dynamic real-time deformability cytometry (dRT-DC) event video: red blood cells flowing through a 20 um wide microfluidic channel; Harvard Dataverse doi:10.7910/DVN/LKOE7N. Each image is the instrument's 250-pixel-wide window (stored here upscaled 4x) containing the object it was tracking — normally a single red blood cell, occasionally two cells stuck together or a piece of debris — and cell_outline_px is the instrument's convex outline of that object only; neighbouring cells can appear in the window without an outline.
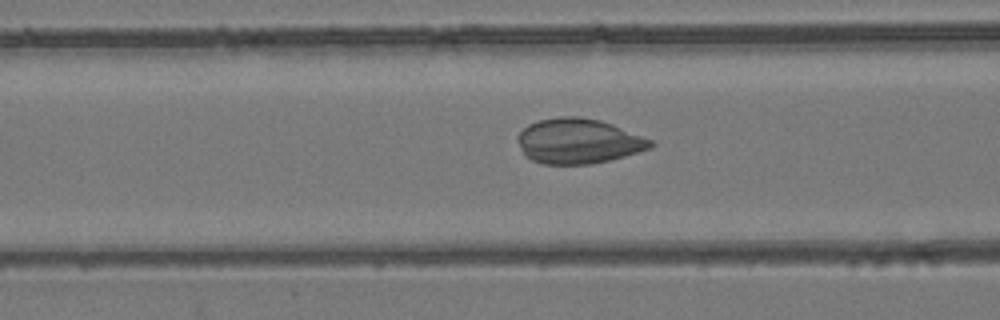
{"species": "common noctule bat (a hibernating species)", "species_latin": "Nyctalus noctula", "temperature_condition": "room temperature", "stored_images_in_passage": 54, "camera_frame_rate_fps": 3000, "um_per_image_px": 0.085, "animal": {"sex": "female", "body_mass_g": 24.6, "forearm_length_mm": 56.2}, "frame": {"image": 1, "passage_image": 22, "time_ms": 7.0, "image_size_px": [1000, 320], "cell_outline_px": [[656, 144], [652, 148], [624, 156], [592, 164], [544, 164], [532, 160], [524, 156], [516, 140], [516, 136], [528, 124], [540, 120], [560, 116], [580, 116], [600, 120], [612, 124], [652, 140]], "centroid_in_image_um": [49.14, 11.99], "position_along_channel_um": 117.5, "area_um2": 35.03}}
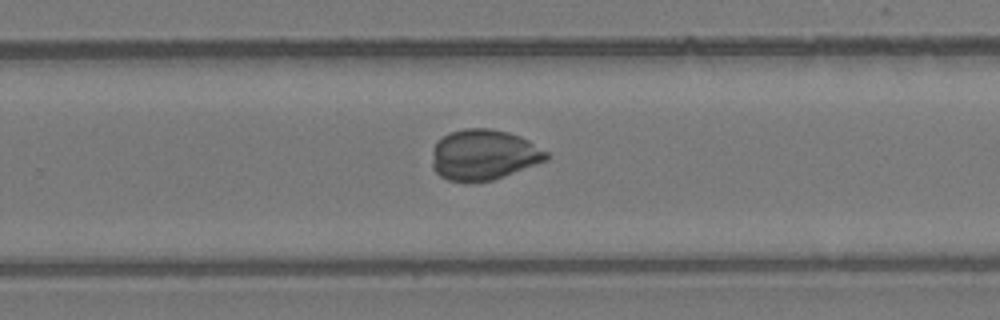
{"frame": {"image": 2, "passage_image": 35, "time_ms": 11.333, "image_size_px": [1000, 320], "cell_outline_px": [[548, 160], [504, 176], [492, 180], [476, 184], [464, 184], [448, 180], [440, 176], [432, 168], [432, 148], [436, 140], [448, 132], [464, 128], [492, 128], [508, 132], [520, 136], [528, 140], [548, 152]], "centroid_in_image_um": [41.06, 13.17], "position_along_channel_um": 288.7, "area_um2": 34.51}}
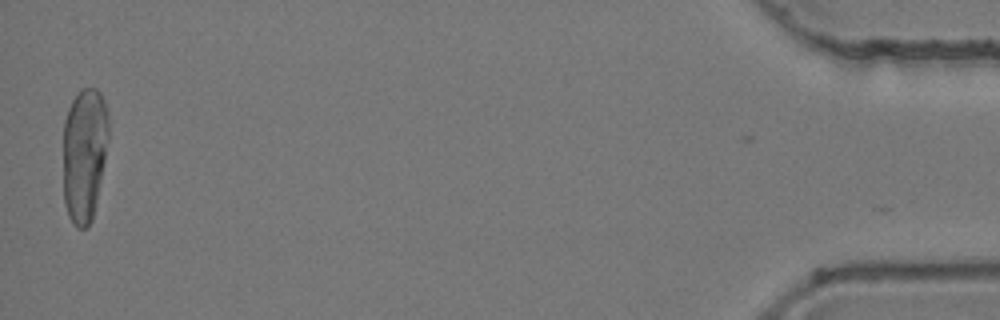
{"frame": {"image": 3, "passage_image": 53, "time_ms": 17.333, "image_size_px": [1000, 320], "cell_outline_px": [[108, 136], [104, 160], [92, 220], [88, 228], [76, 228], [72, 224], [68, 216], [64, 204], [64, 120], [68, 108], [76, 92], [84, 88], [96, 88], [100, 92], [104, 100], [108, 112]], "centroid_in_image_um": [7.15, 13.1], "position_along_channel_um": 428.0, "area_um2": 35.6}}